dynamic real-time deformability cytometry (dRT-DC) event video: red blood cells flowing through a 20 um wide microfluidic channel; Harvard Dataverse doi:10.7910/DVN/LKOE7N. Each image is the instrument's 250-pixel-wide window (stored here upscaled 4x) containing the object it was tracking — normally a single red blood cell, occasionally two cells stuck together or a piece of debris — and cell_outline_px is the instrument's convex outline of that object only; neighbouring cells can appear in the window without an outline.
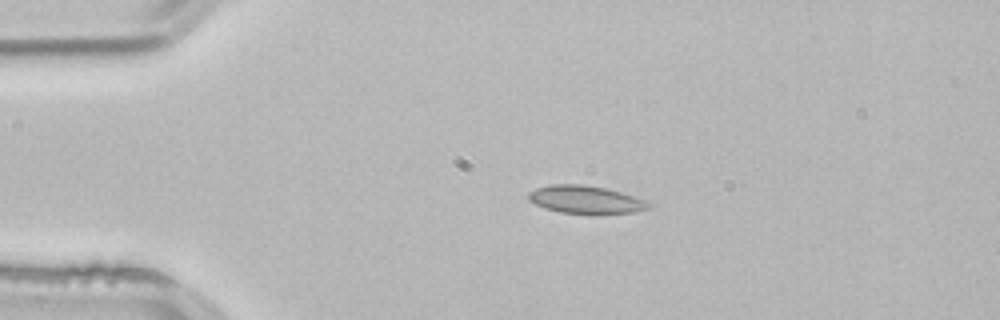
{"species": "common noctule bat (a hibernating species)", "species_latin": "Nyctalus noctula", "temperature_condition": "room temperature", "stored_images_in_passage": 2, "camera_frame_rate_fps": 3000, "um_per_image_px": 0.085, "animal": {"sex": "male", "body_mass_g": 21.5, "forearm_length_mm": 52.0}, "frame": {"image": 1, "passage_image": 1, "time_ms": 0.0, "image_size_px": [1000, 320], "cell_outline_px": [[656, 204], [652, 208], [632, 212], [588, 216], [560, 212], [544, 208], [528, 200], [528, 192], [536, 188], [548, 184], [580, 184], [608, 188], [648, 200]], "centroid_in_image_um": [49.85, 16.99], "position_along_channel_um": 35.1, "area_um2": 20.46}}